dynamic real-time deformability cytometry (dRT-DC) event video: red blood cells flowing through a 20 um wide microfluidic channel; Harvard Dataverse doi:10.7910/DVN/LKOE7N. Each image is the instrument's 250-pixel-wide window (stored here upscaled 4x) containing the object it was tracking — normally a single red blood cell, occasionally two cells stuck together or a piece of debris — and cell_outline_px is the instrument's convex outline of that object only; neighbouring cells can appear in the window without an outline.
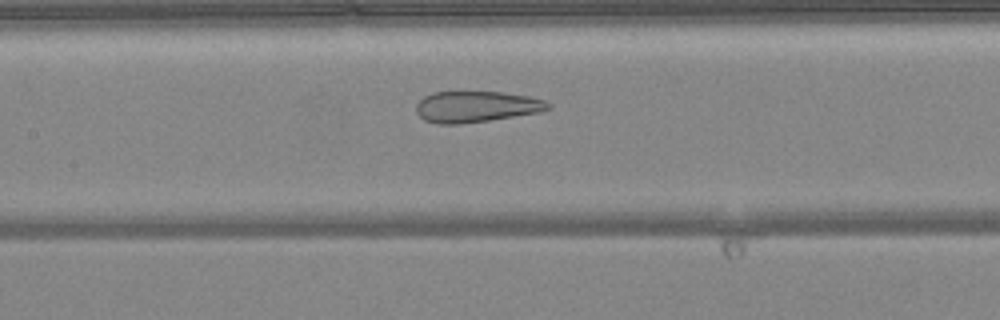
{"species": "common noctule bat (a hibernating species)", "species_latin": "Nyctalus noctula", "temperature_condition": "warm", "stored_images_in_passage": 47, "camera_frame_rate_fps": 3000, "um_per_image_px": 0.085, "animal": {"sex": "female", "body_mass_g": 24.6, "forearm_length_mm": 56.2}, "frame": {"image": 1, "passage_image": 21, "time_ms": 6.667, "image_size_px": [1000, 320], "cell_outline_px": [[552, 108], [540, 112], [488, 120], [460, 124], [440, 124], [424, 120], [416, 112], [416, 104], [424, 96], [432, 92], [504, 92], [528, 96], [544, 100], [552, 104]], "centroid_in_image_um": [40.49, 9.06], "position_along_channel_um": 166.9, "area_um2": 23.93}}
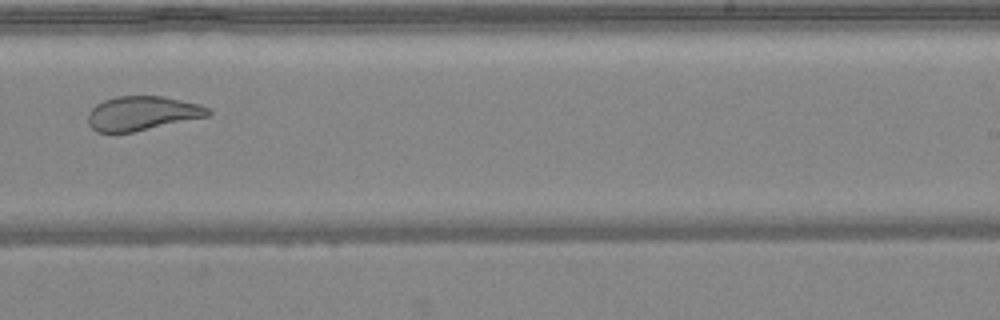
{"frame": {"image": 2, "passage_image": 29, "time_ms": 9.333, "image_size_px": [1000, 320], "cell_outline_px": [[212, 116], [132, 132], [96, 132], [88, 124], [88, 112], [96, 104], [104, 100], [116, 96], [164, 96], [200, 104], [212, 108]], "centroid_in_image_um": [12.15, 9.62], "position_along_channel_um": 276.9, "area_um2": 24.28}}
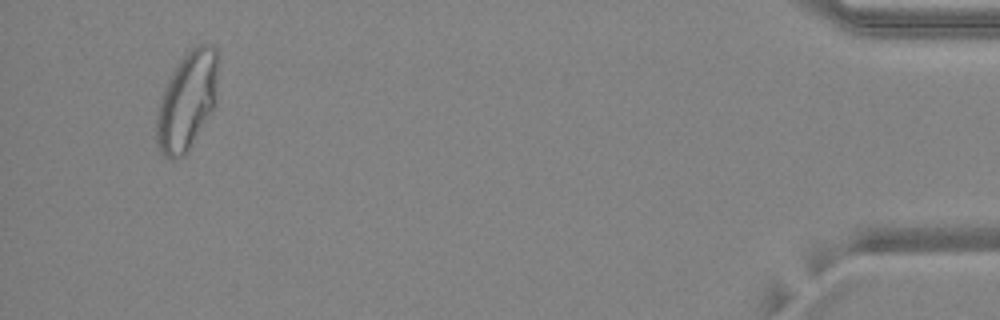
{"frame": {"image": 3, "passage_image": 45, "time_ms": 14.667, "image_size_px": [1000, 320], "cell_outline_px": [[216, 104], [188, 152], [184, 156], [172, 160], [164, 156], [160, 152], [156, 140], [156, 116], [160, 100], [164, 88], [176, 64], [188, 48], [200, 44], [212, 44], [216, 48]], "centroid_in_image_um": [15.88, 8.59], "position_along_channel_um": 419.3, "area_um2": 35.43}}